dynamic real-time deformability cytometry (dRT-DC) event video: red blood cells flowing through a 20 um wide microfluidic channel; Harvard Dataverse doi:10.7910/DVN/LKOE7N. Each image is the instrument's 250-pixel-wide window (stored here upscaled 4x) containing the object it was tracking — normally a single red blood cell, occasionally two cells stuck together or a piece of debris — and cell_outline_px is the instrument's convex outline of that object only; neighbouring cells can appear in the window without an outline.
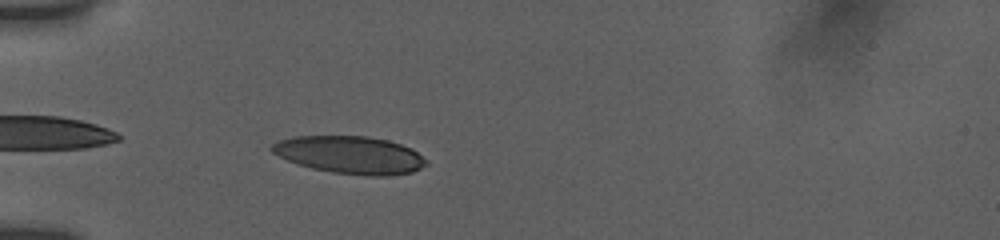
{"species": "human", "species_latin": "Homo sapiens", "temperature_condition": "room temperature", "stored_images_in_passage": 16, "camera_frame_rate_fps": 3000, "um_per_image_px": 0.085, "donor": {"sex": "female"}, "frame": {"image": 1, "passage_image": 2, "time_ms": 0.333, "image_size_px": [1000, 240], "cell_outline_px": [[428, 164], [412, 172], [388, 176], [364, 176], [332, 172], [312, 168], [296, 164], [272, 152], [268, 148], [272, 144], [280, 140], [292, 136], [368, 136], [388, 140], [412, 148], [428, 160]], "centroid_in_image_um": [29.77, 13.17], "position_along_channel_um": 55.2, "area_um2": 34.04}}
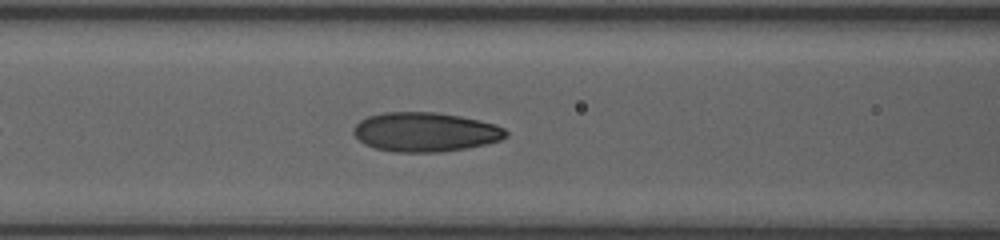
{"frame": {"image": 2, "passage_image": 10, "time_ms": 2.667, "image_size_px": [1000, 240], "cell_outline_px": [[508, 136], [500, 140], [468, 148], [444, 152], [396, 152], [376, 148], [364, 144], [352, 132], [352, 128], [360, 120], [368, 116], [384, 112], [436, 112], [460, 116], [496, 124], [504, 128], [508, 132]], "centroid_in_image_um": [36.15, 11.22], "position_along_channel_um": 130.4, "area_um2": 35.03}}
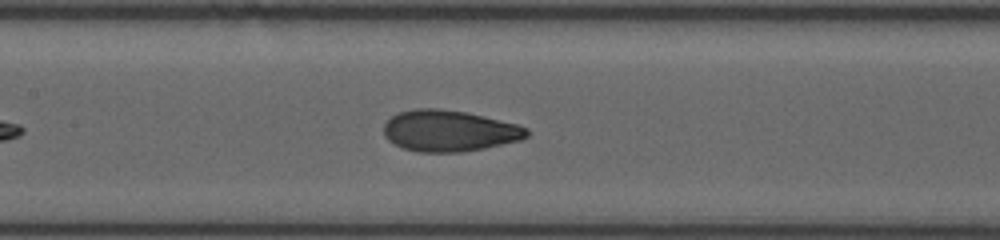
{"frame": {"image": 3, "passage_image": 14, "time_ms": 3.667, "image_size_px": [1000, 240], "cell_outline_px": [[528, 136], [520, 140], [484, 148], [460, 152], [420, 152], [404, 148], [388, 140], [384, 136], [384, 124], [396, 112], [416, 108], [440, 108], [464, 112], [484, 116], [516, 124], [528, 128]], "centroid_in_image_um": [38.16, 11.11], "position_along_channel_um": 169.2, "area_um2": 34.28}}